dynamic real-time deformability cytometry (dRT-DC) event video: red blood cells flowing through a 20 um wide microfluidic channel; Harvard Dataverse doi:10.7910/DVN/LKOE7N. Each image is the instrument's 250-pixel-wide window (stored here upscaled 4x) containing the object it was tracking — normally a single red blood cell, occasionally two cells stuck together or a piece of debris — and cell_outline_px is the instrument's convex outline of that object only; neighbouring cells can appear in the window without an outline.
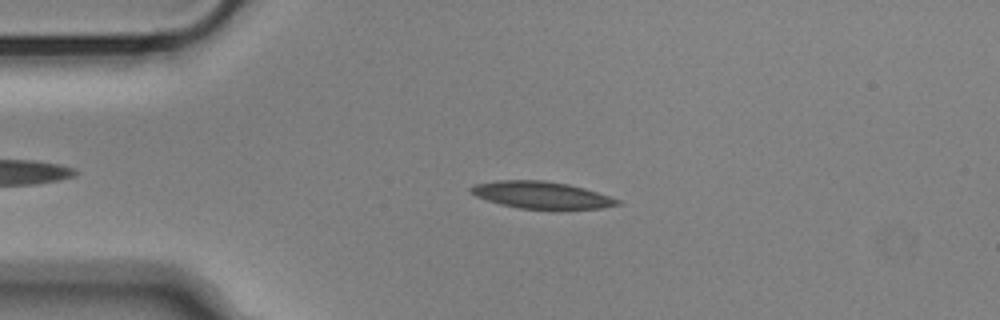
{"species": "Egyptian fruit bat (a non-hibernating species)", "species_latin": "Rousettus aegyptiacus", "temperature_condition": "cold", "stored_images_in_passage": 49, "camera_frame_rate_fps": 3000, "um_per_image_px": 0.085, "animal": {"sex": "male"}, "frame": {"image": 1, "passage_image": 12, "time_ms": 3.667, "image_size_px": [1000, 320], "cell_outline_px": [[620, 204], [600, 208], [520, 208], [500, 204], [476, 196], [468, 188], [472, 184], [496, 180], [544, 180], [568, 184], [584, 188], [620, 200]], "centroid_in_image_um": [45.96, 16.55], "position_along_channel_um": 39.0, "area_um2": 22.66}}
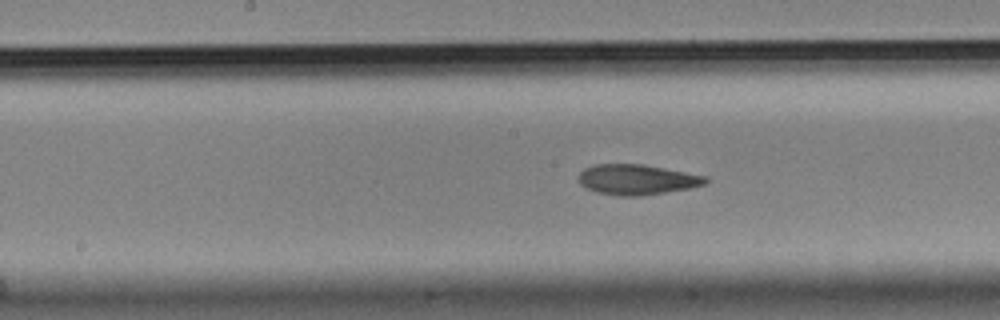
{"frame": {"image": 2, "passage_image": 27, "time_ms": 8.667, "image_size_px": [1000, 320], "cell_outline_px": [[708, 180], [704, 184], [688, 188], [640, 196], [616, 196], [596, 192], [580, 184], [580, 172], [584, 168], [596, 164], [644, 164], [708, 176]], "centroid_in_image_um": [54.14, 15.26], "position_along_channel_um": 194.1, "area_um2": 22.31}}
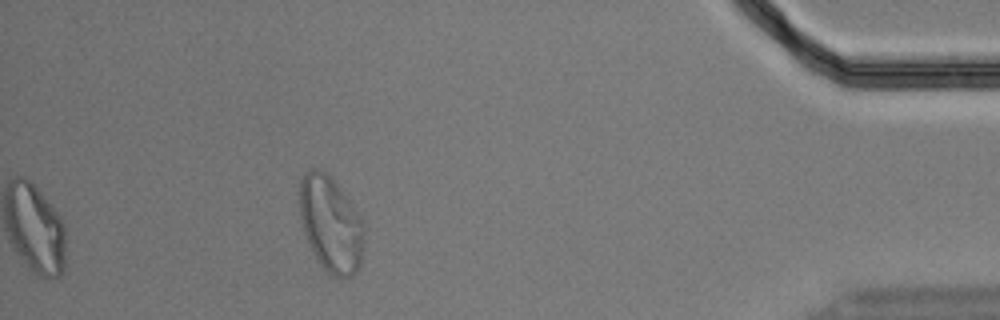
{"frame": {"image": 3, "passage_image": 49, "time_ms": 16.0, "image_size_px": [1000, 320], "cell_outline_px": [[364, 248], [360, 264], [356, 272], [352, 276], [344, 280], [340, 280], [328, 276], [312, 252], [304, 232], [300, 220], [300, 180], [304, 172], [312, 168], [316, 168], [328, 172], [364, 220]], "centroid_in_image_um": [28.13, 19.1], "position_along_channel_um": 407.1, "area_um2": 36.88}, "authors_computed_cell_mechanics": {"area_um2": 22.7154, "velocity_mm_per_s": 3.6247, "shape_relaxation_time_tau1_ms": 6.6182, "shape_relaxation_time_tau2_ms": 2.923, "deformation_change_tau1": 0.2191, "deformation_change_tau2": 0.1081}}